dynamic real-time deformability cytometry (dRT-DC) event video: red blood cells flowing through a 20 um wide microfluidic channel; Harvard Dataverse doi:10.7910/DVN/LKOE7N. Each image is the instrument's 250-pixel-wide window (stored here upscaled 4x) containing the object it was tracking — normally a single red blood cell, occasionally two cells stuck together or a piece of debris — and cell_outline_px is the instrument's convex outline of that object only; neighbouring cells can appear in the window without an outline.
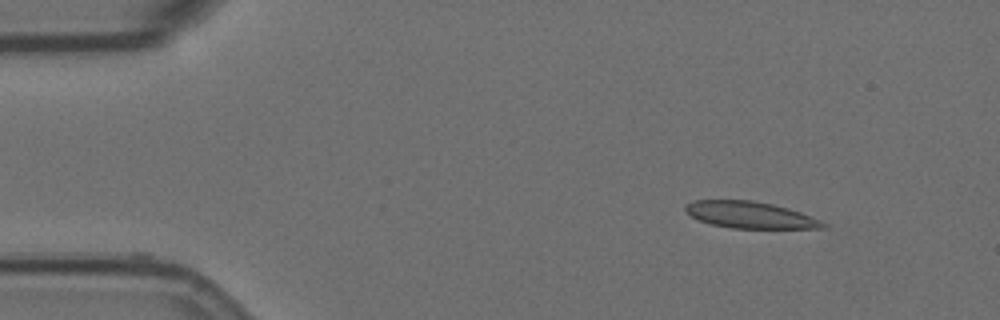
{"species": "Egyptian fruit bat (a non-hibernating species)", "species_latin": "Rousettus aegyptiacus", "temperature_condition": "room temperature", "stored_images_in_passage": 23, "camera_frame_rate_fps": 3000, "um_per_image_px": 0.085, "animal": {"sex": "female"}, "frame": {"image": 1, "passage_image": 1, "time_ms": 0.0, "image_size_px": [1000, 320], "cell_outline_px": [[828, 228], [732, 228], [712, 224], [700, 220], [692, 216], [684, 208], [692, 200], [752, 200], [772, 204], [788, 208], [800, 212], [820, 220], [828, 224]], "centroid_in_image_um": [63.8, 18.27], "position_along_channel_um": 21.2, "area_um2": 21.15}}
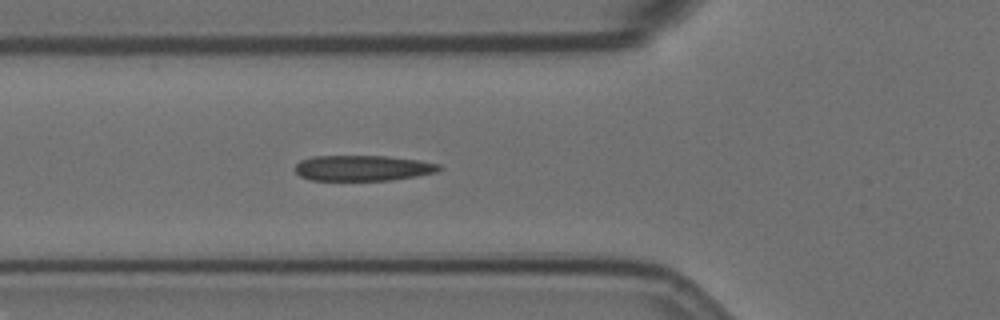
{"frame": {"image": 2, "passage_image": 14, "time_ms": 4.333, "image_size_px": [1000, 320], "cell_outline_px": [[444, 168], [436, 172], [416, 176], [392, 180], [312, 180], [300, 176], [296, 172], [296, 164], [300, 160], [312, 156], [388, 156], [420, 160], [440, 164]], "centroid_in_image_um": [30.87, 14.28], "position_along_channel_um": 94.9, "area_um2": 21.56}}
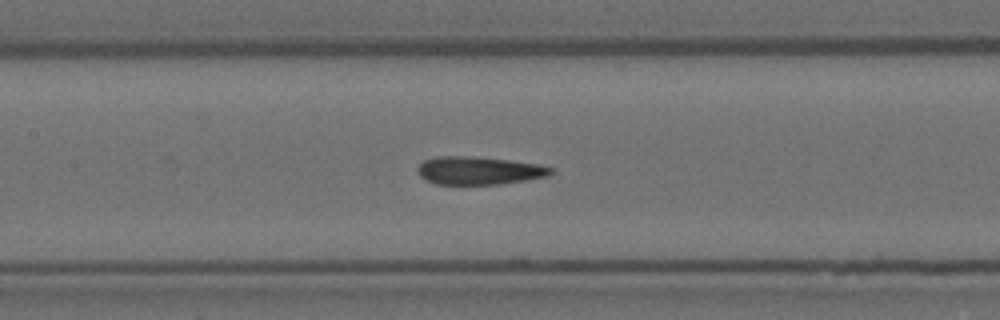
{"frame": {"image": 3, "passage_image": 20, "time_ms": 6.333, "image_size_px": [1000, 320], "cell_outline_px": [[556, 172], [548, 176], [528, 180], [500, 184], [436, 184], [420, 176], [416, 168], [424, 160], [436, 156], [464, 156], [508, 160], [540, 164], [556, 168]], "centroid_in_image_um": [40.78, 14.5], "position_along_channel_um": 166.6, "area_um2": 21.85}}